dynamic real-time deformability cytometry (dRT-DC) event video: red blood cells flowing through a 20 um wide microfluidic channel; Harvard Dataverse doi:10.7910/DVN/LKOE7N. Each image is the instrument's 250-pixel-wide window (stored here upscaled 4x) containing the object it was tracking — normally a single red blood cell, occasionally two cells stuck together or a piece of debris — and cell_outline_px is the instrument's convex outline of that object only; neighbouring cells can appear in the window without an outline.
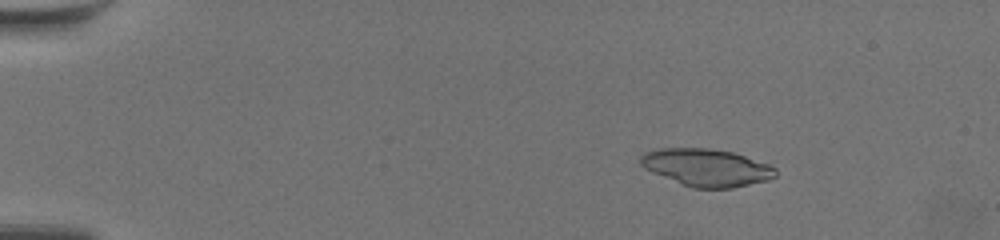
{"species": "common noctule bat (a hibernating species)", "species_latin": "Nyctalus noctula", "temperature_condition": "warm", "stored_images_in_passage": 62, "camera_frame_rate_fps": 3000, "um_per_image_px": 0.085, "animal": {"sex": "female", "body_mass_g": 19.5, "forearm_length_mm": 54.1}, "frame": {"image": 1, "passage_image": 11, "time_ms": 3.333, "image_size_px": [1000, 240], "cell_outline_px": [[772, 168], [760, 180], [744, 184], [724, 188], [700, 188], [688, 184], [660, 172], [648, 156], [652, 152], [728, 152], [740, 156]], "centroid_in_image_um": [60.27, 14.32], "position_along_channel_um": 24.7, "area_um2": 23.24}}
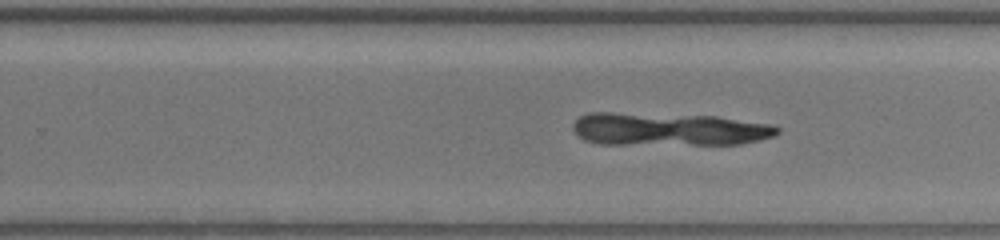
{"frame": {"image": 2, "passage_image": 41, "time_ms": 13.333, "image_size_px": [1000, 240], "cell_outline_px": [[776, 132], [768, 136], [752, 140], [728, 144], [704, 144], [592, 140], [584, 136], [576, 128], [576, 124], [584, 116], [624, 116], [728, 120], [756, 124], [776, 128]], "centroid_in_image_um": [56.97, 11.05], "position_along_channel_um": 272.8, "area_um2": 31.79}}
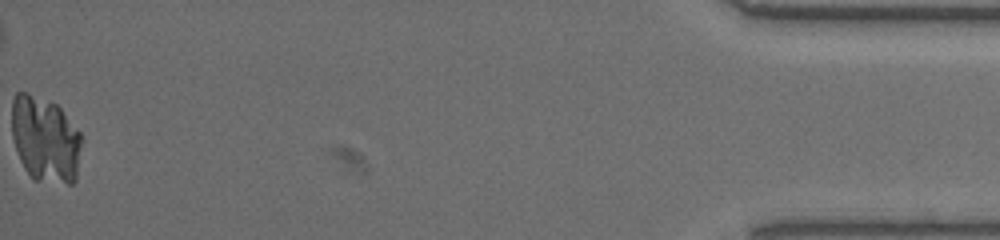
{"frame": {"image": 3, "passage_image": 62, "time_ms": 20.333, "image_size_px": [1000, 240], "cell_outline_px": [[80, 140], [72, 180], [64, 180], [32, 176], [28, 172], [20, 156], [12, 132], [12, 104], [16, 96], [20, 92], [24, 92], [56, 104], [60, 108], [80, 132]], "centroid_in_image_um": [3.79, 11.7], "position_along_channel_um": 431.4, "area_um2": 32.31}}